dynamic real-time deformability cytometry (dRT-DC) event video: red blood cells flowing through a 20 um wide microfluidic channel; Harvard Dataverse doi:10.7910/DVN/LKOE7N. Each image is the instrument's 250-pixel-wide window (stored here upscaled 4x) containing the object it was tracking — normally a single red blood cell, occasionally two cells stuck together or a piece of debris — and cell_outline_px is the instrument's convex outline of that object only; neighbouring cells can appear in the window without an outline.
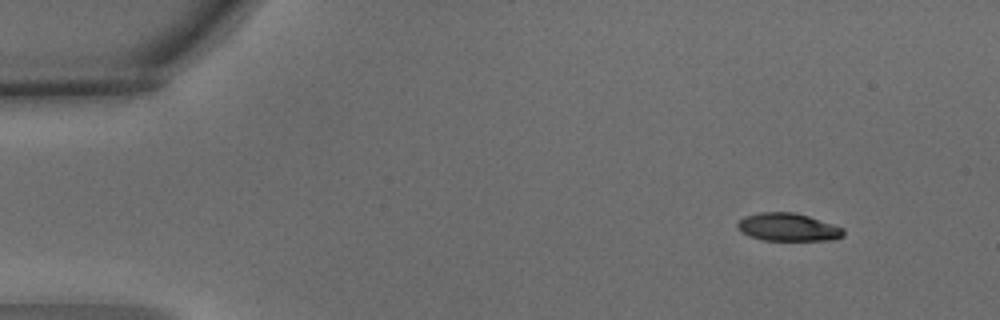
{"species": "common noctule bat (a hibernating species)", "species_latin": "Nyctalus noctula", "temperature_condition": "warm", "stored_images_in_passage": 5, "camera_frame_rate_fps": 3000, "um_per_image_px": 0.085, "animal": {"sex": "male", "body_mass_g": 15.6}, "frame": {"image": 1, "passage_image": 1, "time_ms": 0.0, "image_size_px": [1000, 320], "cell_outline_px": [[844, 236], [832, 240], [764, 240], [748, 236], [740, 232], [736, 228], [736, 224], [744, 216], [760, 212], [796, 212], [844, 228]], "centroid_in_image_um": [66.95, 19.31], "position_along_channel_um": 18.1, "area_um2": 17.34}}
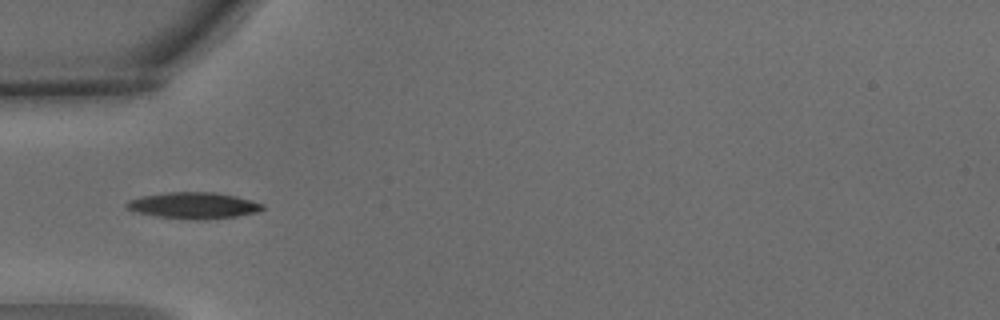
{"frame": {"image": 2, "passage_image": 4, "time_ms": 1.0, "image_size_px": [1000, 320], "cell_outline_px": [[264, 208], [260, 212], [236, 216], [204, 220], [192, 220], [156, 216], [136, 212], [128, 208], [124, 204], [128, 200], [144, 196], [168, 192], [216, 192], [236, 196], [264, 204]], "centroid_in_image_um": [16.48, 17.47], "position_along_channel_um": 68.5, "area_um2": 20.92}}
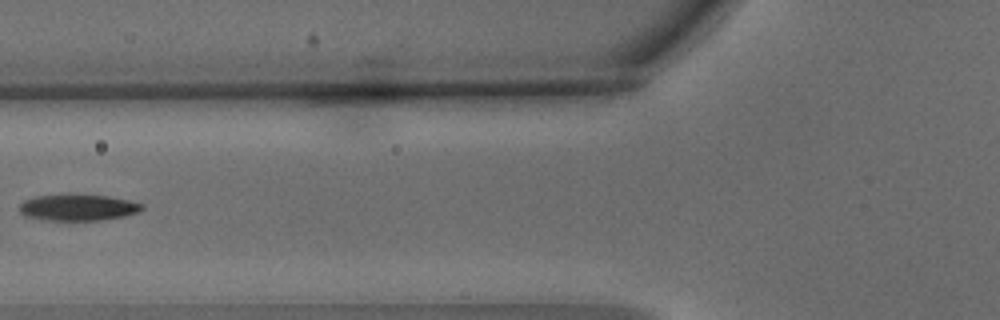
{"frame": {"image": 3, "passage_image": 5, "time_ms": 1.333, "image_size_px": [1000, 320], "cell_outline_px": [[144, 208], [140, 212], [124, 216], [104, 220], [44, 220], [24, 216], [20, 212], [20, 204], [24, 200], [36, 196], [64, 192], [72, 192], [108, 196], [128, 200], [144, 204]], "centroid_in_image_um": [6.62, 17.6], "position_along_channel_um": 119.2, "area_um2": 19.59}}